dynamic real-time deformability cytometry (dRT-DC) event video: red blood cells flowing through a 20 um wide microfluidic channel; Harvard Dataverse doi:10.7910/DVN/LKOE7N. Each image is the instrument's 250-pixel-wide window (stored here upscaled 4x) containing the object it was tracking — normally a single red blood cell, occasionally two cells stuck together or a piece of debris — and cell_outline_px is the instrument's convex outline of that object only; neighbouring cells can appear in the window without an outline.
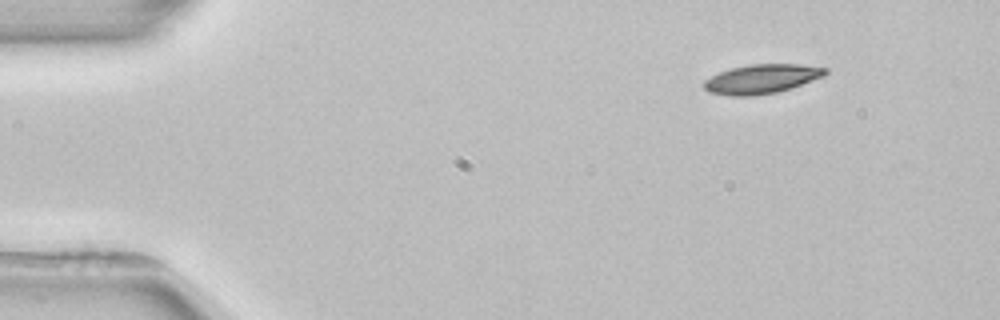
{"species": "common noctule bat (a hibernating species)", "species_latin": "Nyctalus noctula", "temperature_condition": "room temperature", "stored_images_in_passage": 3, "camera_frame_rate_fps": 3000, "um_per_image_px": 0.085, "animal": {"sex": "female", "body_mass_g": 22.7, "forearm_length_mm": 54.2}, "frame": {"image": 1, "passage_image": 1, "time_ms": 0.0, "image_size_px": [1000, 320], "cell_outline_px": [[828, 72], [824, 76], [792, 88], [776, 92], [752, 96], [732, 96], [708, 92], [704, 88], [704, 80], [720, 72], [732, 68], [752, 64], [800, 64], [828, 68]], "centroid_in_image_um": [64.77, 6.71], "position_along_channel_um": 20.2, "area_um2": 20.63}}
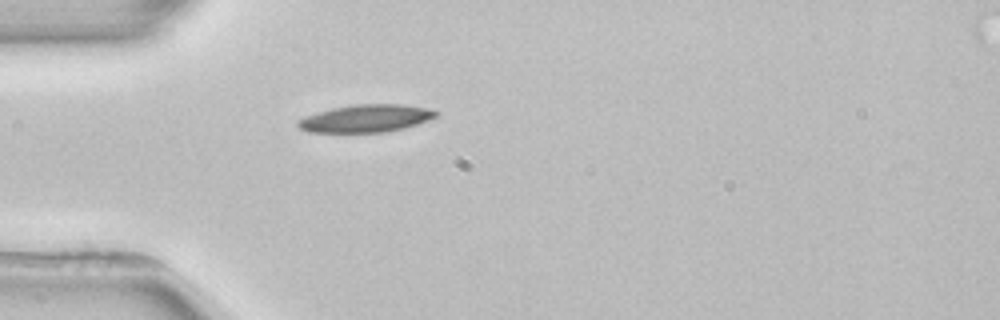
{"frame": {"image": 2, "passage_image": 3, "time_ms": 3.0, "image_size_px": [1000, 320], "cell_outline_px": [[440, 112], [436, 116], [428, 120], [404, 128], [384, 132], [308, 132], [296, 128], [296, 120], [332, 108], [356, 104], [404, 104], [428, 108]], "centroid_in_image_um": [31.1, 10.06], "position_along_channel_um": 53.9, "area_um2": 22.14}}